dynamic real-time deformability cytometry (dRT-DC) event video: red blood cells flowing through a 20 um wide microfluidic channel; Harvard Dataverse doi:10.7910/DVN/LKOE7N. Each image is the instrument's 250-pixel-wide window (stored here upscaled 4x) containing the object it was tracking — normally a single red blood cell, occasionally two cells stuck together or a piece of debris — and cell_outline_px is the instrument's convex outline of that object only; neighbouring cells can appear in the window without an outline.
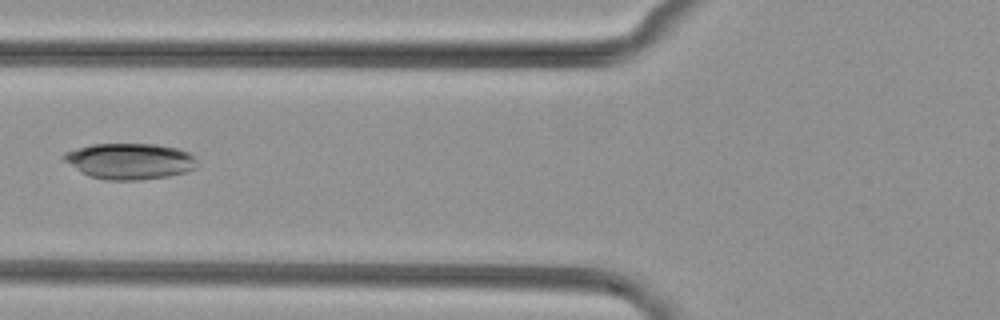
{"species": "common noctule bat (a hibernating species)", "species_latin": "Nyctalus noctula", "temperature_condition": "cold", "stored_images_in_passage": 3, "camera_frame_rate_fps": 3000, "um_per_image_px": 0.085, "animal": {"sex": "female", "body_mass_g": 29.2, "forearm_length_mm": 56.3}, "frame": {"image": 1, "passage_image": 3, "time_ms": 0.667, "image_size_px": [1000, 320], "cell_outline_px": [[200, 164], [196, 168], [184, 172], [168, 176], [140, 180], [108, 180], [88, 176], [64, 160], [60, 156], [64, 152], [76, 148], [92, 144], [156, 144], [180, 148], [188, 152]], "centroid_in_image_um": [11.04, 13.69], "position_along_channel_um": 114.8, "area_um2": 28.09}}